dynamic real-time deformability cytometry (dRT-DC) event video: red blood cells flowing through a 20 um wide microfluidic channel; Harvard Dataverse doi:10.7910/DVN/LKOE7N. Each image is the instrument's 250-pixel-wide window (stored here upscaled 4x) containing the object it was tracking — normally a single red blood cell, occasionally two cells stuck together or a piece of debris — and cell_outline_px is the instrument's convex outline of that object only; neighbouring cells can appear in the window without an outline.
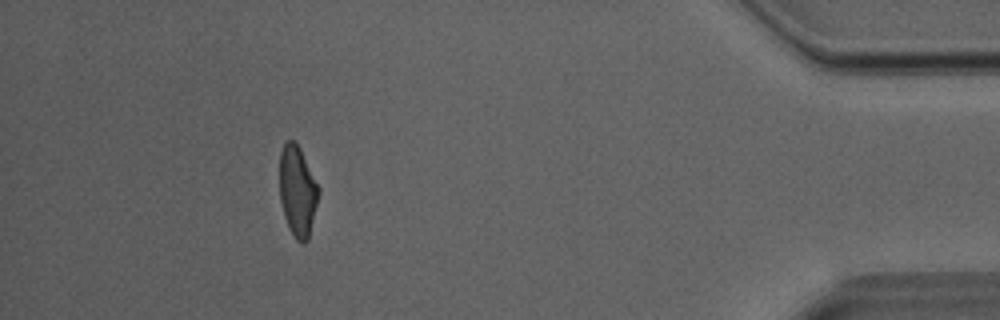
{"species": "Egyptian fruit bat (a non-hibernating species)", "species_latin": "Rousettus aegyptiacus", "temperature_condition": "room temperature", "stored_images_in_passage": 26, "camera_frame_rate_fps": 3000, "um_per_image_px": 0.085, "animal": {"sex": "male"}, "frame": {"image": 1, "passage_image": 26, "time_ms": 8.333, "image_size_px": [1000, 320], "cell_outline_px": [[320, 192], [308, 240], [304, 244], [300, 244], [296, 240], [288, 228], [284, 216], [280, 200], [280, 152], [284, 144], [288, 140], [292, 140], [300, 148], [320, 188]], "centroid_in_image_um": [25.3, 16.29], "position_along_channel_um": 409.9, "area_um2": 20.69}}